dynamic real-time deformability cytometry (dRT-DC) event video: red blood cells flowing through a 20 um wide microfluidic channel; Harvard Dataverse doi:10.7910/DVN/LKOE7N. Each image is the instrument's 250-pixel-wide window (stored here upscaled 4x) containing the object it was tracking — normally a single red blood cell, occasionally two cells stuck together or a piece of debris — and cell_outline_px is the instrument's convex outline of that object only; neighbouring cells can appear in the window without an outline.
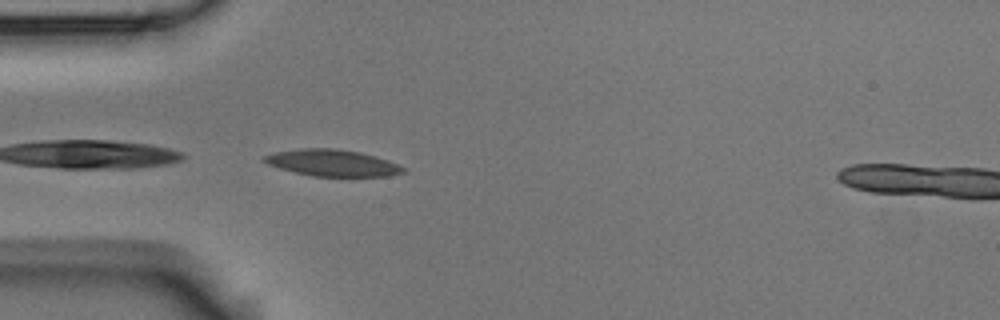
{"species": "Egyptian fruit bat (a non-hibernating species)", "species_latin": "Rousettus aegyptiacus", "temperature_condition": "room temperature", "stored_images_in_passage": 5, "camera_frame_rate_fps": 3000, "um_per_image_px": 0.085, "animal": {"sex": "male"}, "frame": {"image": 1, "passage_image": 4, "time_ms": 1.0, "image_size_px": [1000, 320], "cell_outline_px": [[404, 172], [388, 176], [312, 176], [280, 168], [268, 164], [260, 160], [264, 156], [276, 152], [300, 148], [336, 148], [360, 152], [376, 156], [388, 160], [404, 168]], "centroid_in_image_um": [28.23, 13.83], "position_along_channel_um": 56.8, "area_um2": 21.39}}